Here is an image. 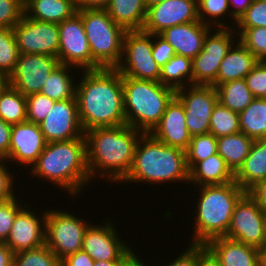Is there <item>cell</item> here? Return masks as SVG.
<instances>
[{"mask_svg":"<svg viewBox=\"0 0 266 266\" xmlns=\"http://www.w3.org/2000/svg\"><path fill=\"white\" fill-rule=\"evenodd\" d=\"M221 266H261L260 249L242 242L217 237L205 244Z\"/></svg>","mask_w":266,"mask_h":266,"instance_id":"23","label":"cell"},{"mask_svg":"<svg viewBox=\"0 0 266 266\" xmlns=\"http://www.w3.org/2000/svg\"><path fill=\"white\" fill-rule=\"evenodd\" d=\"M21 3H22V5L25 7L30 1H32V0H19Z\"/></svg>","mask_w":266,"mask_h":266,"instance_id":"61","label":"cell"},{"mask_svg":"<svg viewBox=\"0 0 266 266\" xmlns=\"http://www.w3.org/2000/svg\"><path fill=\"white\" fill-rule=\"evenodd\" d=\"M18 57L19 50L13 28H0V70L10 76Z\"/></svg>","mask_w":266,"mask_h":266,"instance_id":"39","label":"cell"},{"mask_svg":"<svg viewBox=\"0 0 266 266\" xmlns=\"http://www.w3.org/2000/svg\"><path fill=\"white\" fill-rule=\"evenodd\" d=\"M257 62V58L237 40L220 63L215 87L230 80L245 79Z\"/></svg>","mask_w":266,"mask_h":266,"instance_id":"24","label":"cell"},{"mask_svg":"<svg viewBox=\"0 0 266 266\" xmlns=\"http://www.w3.org/2000/svg\"><path fill=\"white\" fill-rule=\"evenodd\" d=\"M245 81L254 98H266V62L258 61Z\"/></svg>","mask_w":266,"mask_h":266,"instance_id":"45","label":"cell"},{"mask_svg":"<svg viewBox=\"0 0 266 266\" xmlns=\"http://www.w3.org/2000/svg\"><path fill=\"white\" fill-rule=\"evenodd\" d=\"M60 64L82 70H92V54L85 34L82 17L75 13L71 18L58 24Z\"/></svg>","mask_w":266,"mask_h":266,"instance_id":"15","label":"cell"},{"mask_svg":"<svg viewBox=\"0 0 266 266\" xmlns=\"http://www.w3.org/2000/svg\"><path fill=\"white\" fill-rule=\"evenodd\" d=\"M38 125L47 143L85 137L76 99L55 101L46 118Z\"/></svg>","mask_w":266,"mask_h":266,"instance_id":"17","label":"cell"},{"mask_svg":"<svg viewBox=\"0 0 266 266\" xmlns=\"http://www.w3.org/2000/svg\"><path fill=\"white\" fill-rule=\"evenodd\" d=\"M19 196L0 202V243H4L8 238L17 213L29 203L24 199L21 201V194Z\"/></svg>","mask_w":266,"mask_h":266,"instance_id":"41","label":"cell"},{"mask_svg":"<svg viewBox=\"0 0 266 266\" xmlns=\"http://www.w3.org/2000/svg\"><path fill=\"white\" fill-rule=\"evenodd\" d=\"M266 178V139L254 140L248 156L234 173L235 182L248 192Z\"/></svg>","mask_w":266,"mask_h":266,"instance_id":"25","label":"cell"},{"mask_svg":"<svg viewBox=\"0 0 266 266\" xmlns=\"http://www.w3.org/2000/svg\"><path fill=\"white\" fill-rule=\"evenodd\" d=\"M240 131L253 140L266 139V98H254L239 114Z\"/></svg>","mask_w":266,"mask_h":266,"instance_id":"31","label":"cell"},{"mask_svg":"<svg viewBox=\"0 0 266 266\" xmlns=\"http://www.w3.org/2000/svg\"><path fill=\"white\" fill-rule=\"evenodd\" d=\"M238 40L257 58L266 62V27L235 28Z\"/></svg>","mask_w":266,"mask_h":266,"instance_id":"40","label":"cell"},{"mask_svg":"<svg viewBox=\"0 0 266 266\" xmlns=\"http://www.w3.org/2000/svg\"><path fill=\"white\" fill-rule=\"evenodd\" d=\"M152 54L156 63L162 67L176 53L164 37L160 34H152Z\"/></svg>","mask_w":266,"mask_h":266,"instance_id":"47","label":"cell"},{"mask_svg":"<svg viewBox=\"0 0 266 266\" xmlns=\"http://www.w3.org/2000/svg\"><path fill=\"white\" fill-rule=\"evenodd\" d=\"M209 132L216 138L241 132L239 114L217 102L210 117Z\"/></svg>","mask_w":266,"mask_h":266,"instance_id":"36","label":"cell"},{"mask_svg":"<svg viewBox=\"0 0 266 266\" xmlns=\"http://www.w3.org/2000/svg\"><path fill=\"white\" fill-rule=\"evenodd\" d=\"M215 88L218 102L238 114L245 110L254 99L245 79L230 80Z\"/></svg>","mask_w":266,"mask_h":266,"instance_id":"33","label":"cell"},{"mask_svg":"<svg viewBox=\"0 0 266 266\" xmlns=\"http://www.w3.org/2000/svg\"><path fill=\"white\" fill-rule=\"evenodd\" d=\"M77 13L82 17L92 54V70L116 68L122 57L126 30L116 24L105 9H82Z\"/></svg>","mask_w":266,"mask_h":266,"instance_id":"7","label":"cell"},{"mask_svg":"<svg viewBox=\"0 0 266 266\" xmlns=\"http://www.w3.org/2000/svg\"><path fill=\"white\" fill-rule=\"evenodd\" d=\"M234 181V173L218 153L197 162L189 170V186L193 184V187L223 185Z\"/></svg>","mask_w":266,"mask_h":266,"instance_id":"26","label":"cell"},{"mask_svg":"<svg viewBox=\"0 0 266 266\" xmlns=\"http://www.w3.org/2000/svg\"><path fill=\"white\" fill-rule=\"evenodd\" d=\"M253 141L242 132L217 138V152L233 173L243 164Z\"/></svg>","mask_w":266,"mask_h":266,"instance_id":"30","label":"cell"},{"mask_svg":"<svg viewBox=\"0 0 266 266\" xmlns=\"http://www.w3.org/2000/svg\"><path fill=\"white\" fill-rule=\"evenodd\" d=\"M14 253L6 244L0 243V266H13Z\"/></svg>","mask_w":266,"mask_h":266,"instance_id":"55","label":"cell"},{"mask_svg":"<svg viewBox=\"0 0 266 266\" xmlns=\"http://www.w3.org/2000/svg\"><path fill=\"white\" fill-rule=\"evenodd\" d=\"M252 1L253 0H229L232 15V19L230 18L229 20L230 28H235L237 21L246 13L247 8L252 4Z\"/></svg>","mask_w":266,"mask_h":266,"instance_id":"51","label":"cell"},{"mask_svg":"<svg viewBox=\"0 0 266 266\" xmlns=\"http://www.w3.org/2000/svg\"><path fill=\"white\" fill-rule=\"evenodd\" d=\"M24 14V6L19 0H0V28H13Z\"/></svg>","mask_w":266,"mask_h":266,"instance_id":"44","label":"cell"},{"mask_svg":"<svg viewBox=\"0 0 266 266\" xmlns=\"http://www.w3.org/2000/svg\"><path fill=\"white\" fill-rule=\"evenodd\" d=\"M126 125L150 133L160 122L176 91L152 80L122 75Z\"/></svg>","mask_w":266,"mask_h":266,"instance_id":"6","label":"cell"},{"mask_svg":"<svg viewBox=\"0 0 266 266\" xmlns=\"http://www.w3.org/2000/svg\"><path fill=\"white\" fill-rule=\"evenodd\" d=\"M46 144L47 141L38 124L28 121L13 124L9 154L5 161L10 162L11 165H21V168L25 166L28 171L37 161Z\"/></svg>","mask_w":266,"mask_h":266,"instance_id":"20","label":"cell"},{"mask_svg":"<svg viewBox=\"0 0 266 266\" xmlns=\"http://www.w3.org/2000/svg\"><path fill=\"white\" fill-rule=\"evenodd\" d=\"M29 204H26L17 213L9 236L4 242L14 254L24 250L35 249L45 244L47 209L42 210L39 216L35 209H31V203Z\"/></svg>","mask_w":266,"mask_h":266,"instance_id":"18","label":"cell"},{"mask_svg":"<svg viewBox=\"0 0 266 266\" xmlns=\"http://www.w3.org/2000/svg\"><path fill=\"white\" fill-rule=\"evenodd\" d=\"M236 38L238 35L235 28L230 27H214L207 33L202 51L192 59L193 85L215 87L220 63L232 45L237 42Z\"/></svg>","mask_w":266,"mask_h":266,"instance_id":"10","label":"cell"},{"mask_svg":"<svg viewBox=\"0 0 266 266\" xmlns=\"http://www.w3.org/2000/svg\"><path fill=\"white\" fill-rule=\"evenodd\" d=\"M28 172L29 179L33 176L54 184L70 198L80 196L83 188L92 182L87 167L86 138L47 143Z\"/></svg>","mask_w":266,"mask_h":266,"instance_id":"3","label":"cell"},{"mask_svg":"<svg viewBox=\"0 0 266 266\" xmlns=\"http://www.w3.org/2000/svg\"><path fill=\"white\" fill-rule=\"evenodd\" d=\"M102 220H105L102 224L96 225L94 221V224L92 222L88 226L83 237L82 250L94 261H123L134 247L122 240L113 220L108 217Z\"/></svg>","mask_w":266,"mask_h":266,"instance_id":"12","label":"cell"},{"mask_svg":"<svg viewBox=\"0 0 266 266\" xmlns=\"http://www.w3.org/2000/svg\"><path fill=\"white\" fill-rule=\"evenodd\" d=\"M19 53L51 55L58 58L57 23L33 20L25 14L13 27Z\"/></svg>","mask_w":266,"mask_h":266,"instance_id":"14","label":"cell"},{"mask_svg":"<svg viewBox=\"0 0 266 266\" xmlns=\"http://www.w3.org/2000/svg\"><path fill=\"white\" fill-rule=\"evenodd\" d=\"M9 84V76L0 70V92H2Z\"/></svg>","mask_w":266,"mask_h":266,"instance_id":"57","label":"cell"},{"mask_svg":"<svg viewBox=\"0 0 266 266\" xmlns=\"http://www.w3.org/2000/svg\"><path fill=\"white\" fill-rule=\"evenodd\" d=\"M24 9L25 15L33 20L57 24L77 13L74 0H32Z\"/></svg>","mask_w":266,"mask_h":266,"instance_id":"27","label":"cell"},{"mask_svg":"<svg viewBox=\"0 0 266 266\" xmlns=\"http://www.w3.org/2000/svg\"><path fill=\"white\" fill-rule=\"evenodd\" d=\"M186 152V163L190 170L197 162L217 152V138L212 133L192 136Z\"/></svg>","mask_w":266,"mask_h":266,"instance_id":"37","label":"cell"},{"mask_svg":"<svg viewBox=\"0 0 266 266\" xmlns=\"http://www.w3.org/2000/svg\"><path fill=\"white\" fill-rule=\"evenodd\" d=\"M225 237L258 249L266 243V214L248 192L236 203Z\"/></svg>","mask_w":266,"mask_h":266,"instance_id":"11","label":"cell"},{"mask_svg":"<svg viewBox=\"0 0 266 266\" xmlns=\"http://www.w3.org/2000/svg\"><path fill=\"white\" fill-rule=\"evenodd\" d=\"M57 208L47 210L45 245L63 260L68 255L82 250L85 231L92 222L85 220V217L73 215V211L67 212L68 210Z\"/></svg>","mask_w":266,"mask_h":266,"instance_id":"8","label":"cell"},{"mask_svg":"<svg viewBox=\"0 0 266 266\" xmlns=\"http://www.w3.org/2000/svg\"><path fill=\"white\" fill-rule=\"evenodd\" d=\"M5 162L6 161L4 159H0V201L1 202L16 197V192H17L14 191V187L17 189L16 187L17 183L15 182L17 176L14 175V173L9 170L10 169L8 168L9 163Z\"/></svg>","mask_w":266,"mask_h":266,"instance_id":"46","label":"cell"},{"mask_svg":"<svg viewBox=\"0 0 266 266\" xmlns=\"http://www.w3.org/2000/svg\"><path fill=\"white\" fill-rule=\"evenodd\" d=\"M261 266H266V243L260 248Z\"/></svg>","mask_w":266,"mask_h":266,"instance_id":"59","label":"cell"},{"mask_svg":"<svg viewBox=\"0 0 266 266\" xmlns=\"http://www.w3.org/2000/svg\"><path fill=\"white\" fill-rule=\"evenodd\" d=\"M198 19L217 28L229 27L225 17L232 18L228 0H199L197 2ZM225 15V16H224Z\"/></svg>","mask_w":266,"mask_h":266,"instance_id":"35","label":"cell"},{"mask_svg":"<svg viewBox=\"0 0 266 266\" xmlns=\"http://www.w3.org/2000/svg\"><path fill=\"white\" fill-rule=\"evenodd\" d=\"M137 254H135L134 250H132L122 261L121 266H148L146 262L142 258H139ZM146 263V264H145Z\"/></svg>","mask_w":266,"mask_h":266,"instance_id":"56","label":"cell"},{"mask_svg":"<svg viewBox=\"0 0 266 266\" xmlns=\"http://www.w3.org/2000/svg\"><path fill=\"white\" fill-rule=\"evenodd\" d=\"M248 194L256 201L258 206L266 214V178L253 186Z\"/></svg>","mask_w":266,"mask_h":266,"instance_id":"52","label":"cell"},{"mask_svg":"<svg viewBox=\"0 0 266 266\" xmlns=\"http://www.w3.org/2000/svg\"><path fill=\"white\" fill-rule=\"evenodd\" d=\"M75 69L77 68L59 64L53 72L49 74L40 93L55 101L76 99L77 82L74 79L75 74L73 73L78 72L79 74V71H74Z\"/></svg>","mask_w":266,"mask_h":266,"instance_id":"29","label":"cell"},{"mask_svg":"<svg viewBox=\"0 0 266 266\" xmlns=\"http://www.w3.org/2000/svg\"><path fill=\"white\" fill-rule=\"evenodd\" d=\"M197 190L193 211L191 244H206L208 241L225 237L230 226L234 208L246 193L235 181L223 185H203ZM192 239V240H191Z\"/></svg>","mask_w":266,"mask_h":266,"instance_id":"5","label":"cell"},{"mask_svg":"<svg viewBox=\"0 0 266 266\" xmlns=\"http://www.w3.org/2000/svg\"><path fill=\"white\" fill-rule=\"evenodd\" d=\"M12 125L0 118V159H6L9 154Z\"/></svg>","mask_w":266,"mask_h":266,"instance_id":"50","label":"cell"},{"mask_svg":"<svg viewBox=\"0 0 266 266\" xmlns=\"http://www.w3.org/2000/svg\"><path fill=\"white\" fill-rule=\"evenodd\" d=\"M255 27H266V0H253L246 13L236 23V28Z\"/></svg>","mask_w":266,"mask_h":266,"instance_id":"43","label":"cell"},{"mask_svg":"<svg viewBox=\"0 0 266 266\" xmlns=\"http://www.w3.org/2000/svg\"><path fill=\"white\" fill-rule=\"evenodd\" d=\"M199 266H221L215 257L206 249L205 244H199Z\"/></svg>","mask_w":266,"mask_h":266,"instance_id":"53","label":"cell"},{"mask_svg":"<svg viewBox=\"0 0 266 266\" xmlns=\"http://www.w3.org/2000/svg\"><path fill=\"white\" fill-rule=\"evenodd\" d=\"M145 1V4H146V7L149 8L155 4H158L164 0H144Z\"/></svg>","mask_w":266,"mask_h":266,"instance_id":"60","label":"cell"},{"mask_svg":"<svg viewBox=\"0 0 266 266\" xmlns=\"http://www.w3.org/2000/svg\"><path fill=\"white\" fill-rule=\"evenodd\" d=\"M0 118L11 125L27 121L26 96L9 84L0 92Z\"/></svg>","mask_w":266,"mask_h":266,"instance_id":"34","label":"cell"},{"mask_svg":"<svg viewBox=\"0 0 266 266\" xmlns=\"http://www.w3.org/2000/svg\"><path fill=\"white\" fill-rule=\"evenodd\" d=\"M213 27L200 20L169 27L160 33L178 55L193 59L202 51L207 33Z\"/></svg>","mask_w":266,"mask_h":266,"instance_id":"22","label":"cell"},{"mask_svg":"<svg viewBox=\"0 0 266 266\" xmlns=\"http://www.w3.org/2000/svg\"><path fill=\"white\" fill-rule=\"evenodd\" d=\"M187 248L178 253L173 261L161 266H199V244L187 243Z\"/></svg>","mask_w":266,"mask_h":266,"instance_id":"48","label":"cell"},{"mask_svg":"<svg viewBox=\"0 0 266 266\" xmlns=\"http://www.w3.org/2000/svg\"><path fill=\"white\" fill-rule=\"evenodd\" d=\"M59 64L58 58L51 55L19 53L9 85L24 96L40 93L49 74Z\"/></svg>","mask_w":266,"mask_h":266,"instance_id":"16","label":"cell"},{"mask_svg":"<svg viewBox=\"0 0 266 266\" xmlns=\"http://www.w3.org/2000/svg\"><path fill=\"white\" fill-rule=\"evenodd\" d=\"M122 261H94V266H121Z\"/></svg>","mask_w":266,"mask_h":266,"instance_id":"58","label":"cell"},{"mask_svg":"<svg viewBox=\"0 0 266 266\" xmlns=\"http://www.w3.org/2000/svg\"><path fill=\"white\" fill-rule=\"evenodd\" d=\"M110 0H76L77 10L105 9Z\"/></svg>","mask_w":266,"mask_h":266,"instance_id":"54","label":"cell"},{"mask_svg":"<svg viewBox=\"0 0 266 266\" xmlns=\"http://www.w3.org/2000/svg\"><path fill=\"white\" fill-rule=\"evenodd\" d=\"M13 266H61V260L44 244L35 249L15 253Z\"/></svg>","mask_w":266,"mask_h":266,"instance_id":"38","label":"cell"},{"mask_svg":"<svg viewBox=\"0 0 266 266\" xmlns=\"http://www.w3.org/2000/svg\"><path fill=\"white\" fill-rule=\"evenodd\" d=\"M122 182L127 185L131 182L136 185L147 183L159 187L165 183L180 182L187 186L189 170L186 152L162 143L150 133H143L135 148L132 167Z\"/></svg>","mask_w":266,"mask_h":266,"instance_id":"4","label":"cell"},{"mask_svg":"<svg viewBox=\"0 0 266 266\" xmlns=\"http://www.w3.org/2000/svg\"><path fill=\"white\" fill-rule=\"evenodd\" d=\"M121 75L159 82L161 68L152 54V34L143 30L126 31L122 57L115 68Z\"/></svg>","mask_w":266,"mask_h":266,"instance_id":"9","label":"cell"},{"mask_svg":"<svg viewBox=\"0 0 266 266\" xmlns=\"http://www.w3.org/2000/svg\"><path fill=\"white\" fill-rule=\"evenodd\" d=\"M185 120L183 104L175 96L167 105L160 122L150 134L168 146L186 151L192 136L188 131Z\"/></svg>","mask_w":266,"mask_h":266,"instance_id":"21","label":"cell"},{"mask_svg":"<svg viewBox=\"0 0 266 266\" xmlns=\"http://www.w3.org/2000/svg\"><path fill=\"white\" fill-rule=\"evenodd\" d=\"M105 10L116 24L133 31L142 30L147 7L144 0H110Z\"/></svg>","mask_w":266,"mask_h":266,"instance_id":"28","label":"cell"},{"mask_svg":"<svg viewBox=\"0 0 266 266\" xmlns=\"http://www.w3.org/2000/svg\"><path fill=\"white\" fill-rule=\"evenodd\" d=\"M61 266H94V260L83 250L61 260Z\"/></svg>","mask_w":266,"mask_h":266,"instance_id":"49","label":"cell"},{"mask_svg":"<svg viewBox=\"0 0 266 266\" xmlns=\"http://www.w3.org/2000/svg\"><path fill=\"white\" fill-rule=\"evenodd\" d=\"M185 111V123L191 136L209 133L210 117L218 102L216 88L211 85H188L176 90Z\"/></svg>","mask_w":266,"mask_h":266,"instance_id":"13","label":"cell"},{"mask_svg":"<svg viewBox=\"0 0 266 266\" xmlns=\"http://www.w3.org/2000/svg\"><path fill=\"white\" fill-rule=\"evenodd\" d=\"M55 104V100L41 93L26 96L27 121L41 123Z\"/></svg>","mask_w":266,"mask_h":266,"instance_id":"42","label":"cell"},{"mask_svg":"<svg viewBox=\"0 0 266 266\" xmlns=\"http://www.w3.org/2000/svg\"><path fill=\"white\" fill-rule=\"evenodd\" d=\"M78 78L75 98L85 132L126 124L122 75L115 68L82 70Z\"/></svg>","mask_w":266,"mask_h":266,"instance_id":"1","label":"cell"},{"mask_svg":"<svg viewBox=\"0 0 266 266\" xmlns=\"http://www.w3.org/2000/svg\"><path fill=\"white\" fill-rule=\"evenodd\" d=\"M198 20L195 0H164L147 8L142 30L150 34H160L169 27Z\"/></svg>","mask_w":266,"mask_h":266,"instance_id":"19","label":"cell"},{"mask_svg":"<svg viewBox=\"0 0 266 266\" xmlns=\"http://www.w3.org/2000/svg\"><path fill=\"white\" fill-rule=\"evenodd\" d=\"M142 134V131L126 124L86 131L87 167L91 181L97 177L115 185L122 183L132 167L135 148Z\"/></svg>","mask_w":266,"mask_h":266,"instance_id":"2","label":"cell"},{"mask_svg":"<svg viewBox=\"0 0 266 266\" xmlns=\"http://www.w3.org/2000/svg\"><path fill=\"white\" fill-rule=\"evenodd\" d=\"M161 68L159 82L173 90L192 84V59L175 54Z\"/></svg>","mask_w":266,"mask_h":266,"instance_id":"32","label":"cell"}]
</instances>
